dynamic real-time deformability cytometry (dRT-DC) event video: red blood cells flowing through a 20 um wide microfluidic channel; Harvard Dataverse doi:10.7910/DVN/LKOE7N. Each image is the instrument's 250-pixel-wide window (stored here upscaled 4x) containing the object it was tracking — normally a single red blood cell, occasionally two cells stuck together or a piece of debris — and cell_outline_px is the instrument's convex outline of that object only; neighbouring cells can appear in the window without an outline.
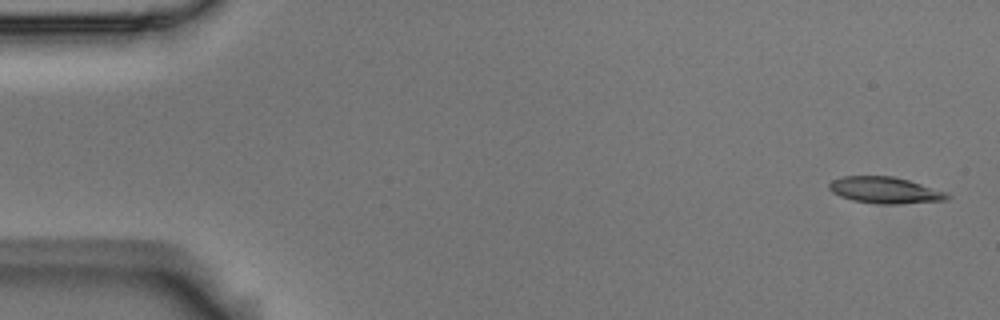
{"species": "Egyptian fruit bat (a non-hibernating species)", "species_latin": "Rousettus aegyptiacus", "temperature_condition": "room temperature", "stored_images_in_passage": 5, "segment_of_instrument_passage": [1, 2], "camera_frame_rate_fps": 3000, "um_per_image_px": 0.085, "animal": {"sex": "male"}, "frame": {"image": 1, "passage_image": 1, "time_ms": 0.0, "image_size_px": [1000, 320], "cell_outline_px": [[952, 196], [948, 200], [896, 204], [880, 204], [852, 200], [840, 196], [832, 192], [828, 188], [828, 184], [832, 180], [844, 176], [892, 176], [908, 180], [948, 192]], "centroid_in_image_um": [75.25, 16.17], "position_along_channel_um": 9.8, "area_um2": 18.26}}
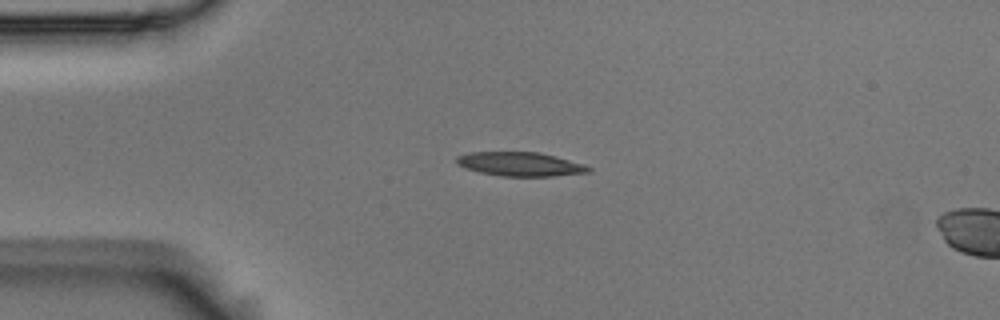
{"frame": {"image": 2, "passage_image": 4, "time_ms": 1.0, "image_size_px": [1000, 320], "cell_outline_px": [[592, 172], [552, 176], [500, 176], [480, 172], [464, 168], [456, 164], [456, 156], [468, 152], [536, 152], [556, 156], [584, 164], [592, 168]], "centroid_in_image_um": [44.2, 13.95], "position_along_channel_um": 40.8, "area_um2": 18.55}}